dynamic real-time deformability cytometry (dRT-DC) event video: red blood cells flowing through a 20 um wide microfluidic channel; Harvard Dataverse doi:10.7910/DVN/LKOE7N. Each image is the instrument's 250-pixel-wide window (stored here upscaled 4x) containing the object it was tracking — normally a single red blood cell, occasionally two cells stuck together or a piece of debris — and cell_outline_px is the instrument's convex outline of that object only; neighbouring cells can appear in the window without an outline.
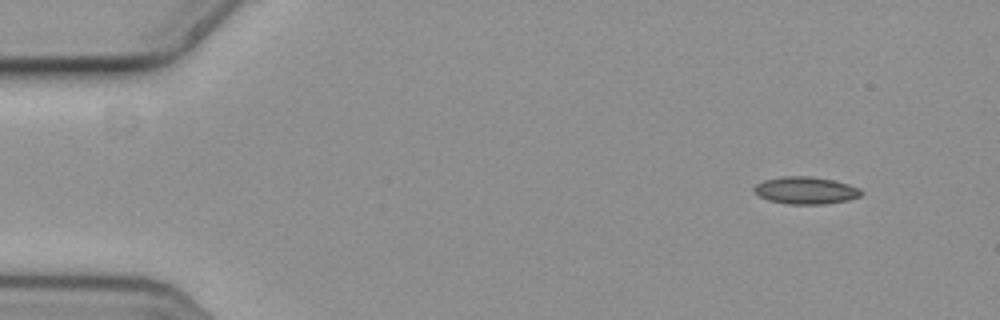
{"species": "common noctule bat (a hibernating species)", "species_latin": "Nyctalus noctula", "temperature_condition": "cold", "stored_images_in_passage": 5, "camera_frame_rate_fps": 3000, "um_per_image_px": 0.085, "animal": {"sex": "female", "body_mass_g": 19.3, "forearm_length_mm": 54.1}, "frame": {"image": 1, "passage_image": 1, "time_ms": 0.0, "image_size_px": [1000, 320], "cell_outline_px": [[864, 192], [860, 196], [848, 200], [824, 204], [788, 204], [768, 200], [760, 196], [752, 188], [756, 184], [764, 180], [784, 176], [812, 176], [832, 180], [848, 184], [860, 188]], "centroid_in_image_um": [68.5, 16.18], "position_along_channel_um": 16.5, "area_um2": 16.99}}
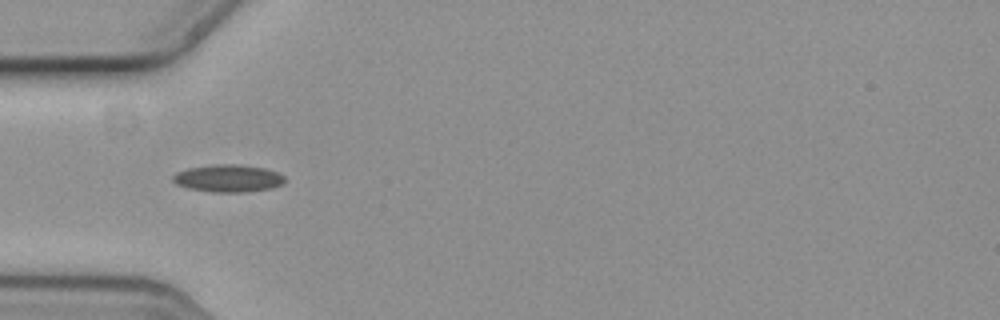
{"frame": {"image": 2, "passage_image": 4, "time_ms": 1.0, "image_size_px": [1000, 320], "cell_outline_px": [[284, 184], [272, 188], [248, 192], [212, 192], [188, 188], [176, 184], [172, 180], [172, 176], [176, 172], [188, 168], [212, 164], [240, 164], [264, 168], [276, 172], [284, 176]], "centroid_in_image_um": [19.39, 15.15], "position_along_channel_um": 65.6, "area_um2": 18.03}}
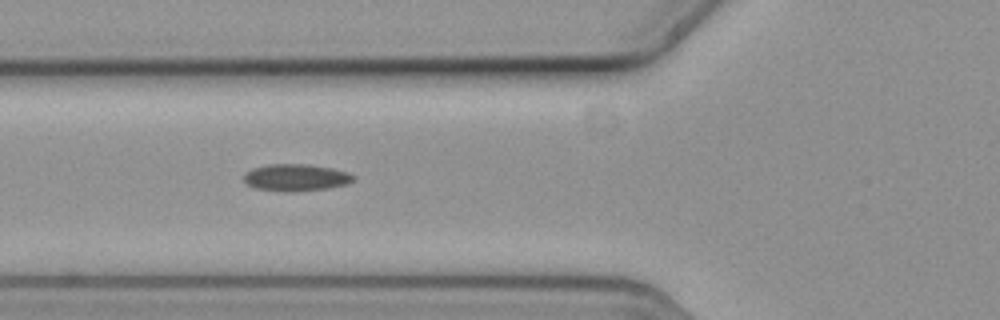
{"frame": {"image": 3, "passage_image": 5, "time_ms": 1.333, "image_size_px": [1000, 320], "cell_outline_px": [[356, 180], [348, 184], [328, 188], [292, 192], [284, 192], [256, 188], [248, 184], [244, 180], [244, 172], [252, 168], [268, 164], [308, 164], [332, 168], [348, 172], [356, 176]], "centroid_in_image_um": [25.18, 15.09], "position_along_channel_um": 100.6, "area_um2": 17.46}}